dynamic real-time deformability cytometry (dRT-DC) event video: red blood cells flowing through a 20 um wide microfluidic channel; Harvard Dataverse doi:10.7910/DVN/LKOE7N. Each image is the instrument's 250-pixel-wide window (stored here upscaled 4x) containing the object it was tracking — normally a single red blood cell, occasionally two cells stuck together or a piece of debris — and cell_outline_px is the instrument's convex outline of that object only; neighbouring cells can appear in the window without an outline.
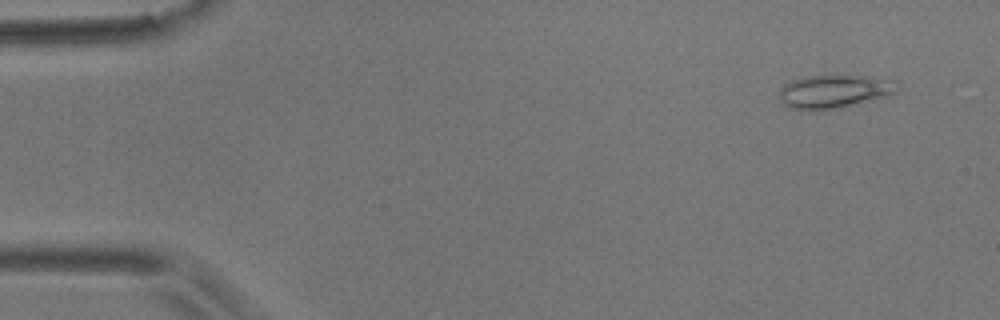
{"species": "common noctule bat (a hibernating species)", "species_latin": "Nyctalus noctula", "temperature_condition": "room temperature", "stored_images_in_passage": 6, "camera_frame_rate_fps": 3000, "um_per_image_px": 0.085, "animal": {"sex": "male", "body_mass_g": 17.9}, "frame": {"image": 1, "passage_image": 2, "time_ms": 0.333, "image_size_px": [1000, 320], "cell_outline_px": [[900, 88], [896, 92], [888, 96], [832, 108], [808, 112], [788, 108], [780, 100], [780, 88], [784, 84], [792, 80], [804, 76], [864, 76], [896, 80], [900, 84]], "centroid_in_image_um": [70.89, 7.77], "position_along_channel_um": 14.1, "area_um2": 22.95}}